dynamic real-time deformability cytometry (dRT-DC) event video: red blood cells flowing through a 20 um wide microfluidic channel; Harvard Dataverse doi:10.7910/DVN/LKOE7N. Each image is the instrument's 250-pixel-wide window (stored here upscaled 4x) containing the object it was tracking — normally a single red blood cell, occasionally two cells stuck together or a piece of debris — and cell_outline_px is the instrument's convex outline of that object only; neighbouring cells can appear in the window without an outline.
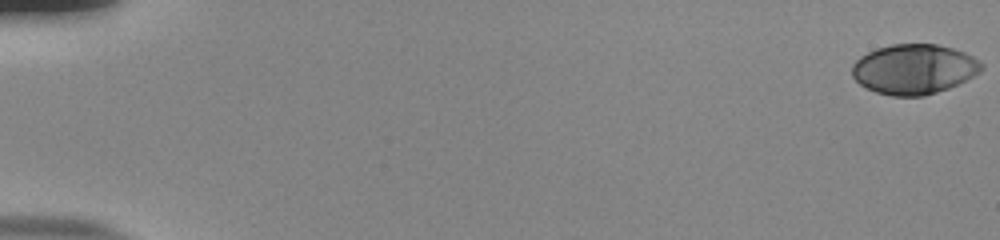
{"species": "human", "species_latin": "Homo sapiens", "temperature_condition": "room temperature", "stored_images_in_passage": 55, "camera_frame_rate_fps": 3000, "um_per_image_px": 0.085, "donor": {"sex": "male"}, "frame": {"image": 1, "passage_image": 1, "time_ms": 0.0, "image_size_px": [1000, 240], "cell_outline_px": [[984, 68], [980, 72], [948, 88], [924, 96], [892, 96], [876, 92], [860, 84], [852, 76], [852, 64], [860, 56], [876, 48], [892, 44], [936, 44], [952, 48], [964, 52], [980, 60], [984, 64]], "centroid_in_image_um": [77.68, 5.87], "position_along_channel_um": 7.3, "area_um2": 37.63}}
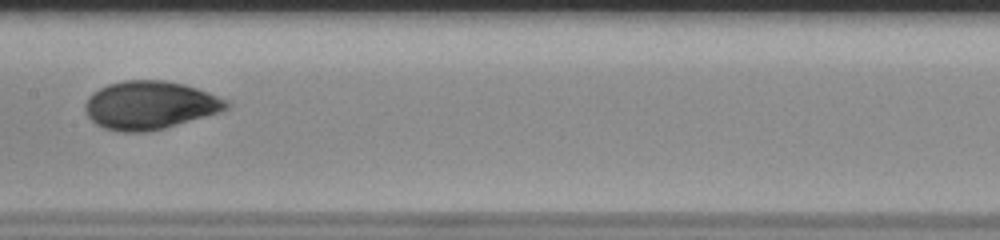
{"frame": {"image": 2, "passage_image": 30, "time_ms": 9.667, "image_size_px": [1000, 240], "cell_outline_px": [[232, 104], [228, 108], [220, 112], [164, 128], [148, 132], [124, 132], [104, 128], [96, 124], [88, 116], [84, 108], [84, 104], [88, 96], [100, 88], [108, 84], [124, 80], [164, 80], [184, 84], [208, 92], [228, 100]], "centroid_in_image_um": [12.74, 8.94], "position_along_channel_um": 194.7, "area_um2": 39.77}}
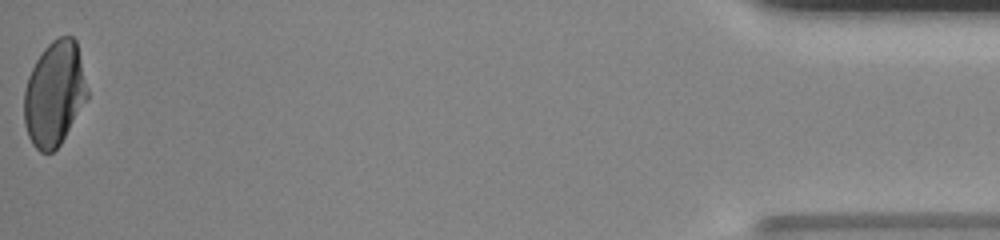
{"frame": {"image": 3, "passage_image": 55, "time_ms": 18.0, "image_size_px": [1000, 240], "cell_outline_px": [[88, 100], [60, 144], [52, 152], [40, 152], [32, 144], [28, 136], [24, 124], [24, 88], [28, 76], [36, 60], [44, 48], [52, 40], [60, 36], [72, 36], [76, 40], [88, 88]], "centroid_in_image_um": [4.63, 7.97], "position_along_channel_um": 430.6, "area_um2": 38.84}, "authors_computed_cell_mechanics": {"area_um2": 38.3214, "velocity_mm_per_s": 3.8615, "shape_relaxation_time_tau1_ms": 5.0142, "shape_relaxation_time_tau2_ms": 0.7811, "deformation_change_tau1": 0.1939, "deformation_change_tau2": 0.0407}}